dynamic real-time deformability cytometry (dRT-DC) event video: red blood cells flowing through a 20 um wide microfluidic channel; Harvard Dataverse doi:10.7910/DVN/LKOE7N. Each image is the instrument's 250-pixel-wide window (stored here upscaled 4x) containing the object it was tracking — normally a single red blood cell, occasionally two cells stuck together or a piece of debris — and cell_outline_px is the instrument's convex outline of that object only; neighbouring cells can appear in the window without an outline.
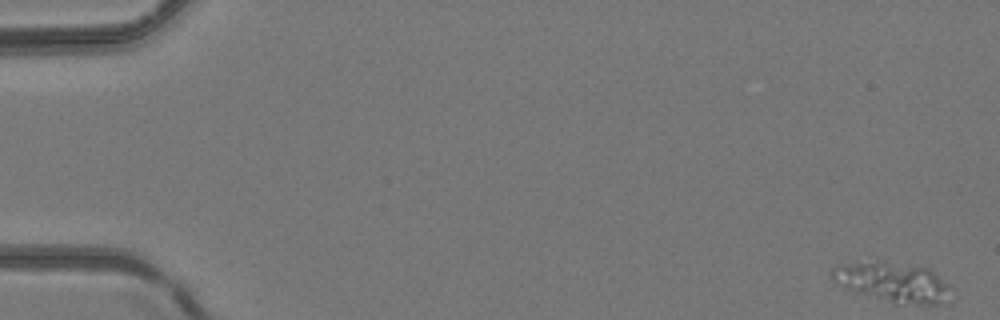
{"species": "common noctule bat (a hibernating species)", "species_latin": "Nyctalus noctula", "temperature_condition": "room temperature", "stored_images_in_passage": 49, "camera_frame_rate_fps": 3000, "um_per_image_px": 0.085, "animal": {"sex": "female", "body_mass_g": 24.6, "forearm_length_mm": 56.2}, "frame": {"image": 1, "passage_image": 1, "time_ms": 0.0, "image_size_px": [1000, 320], "cell_outline_px": [[948, 288], [940, 304], [896, 304], [844, 288], [836, 284], [832, 276], [832, 268], [836, 264], [888, 264], [932, 268], [948, 284]], "centroid_in_image_um": [75.86, 24.02], "position_along_channel_um": 9.1, "area_um2": 26.24}}
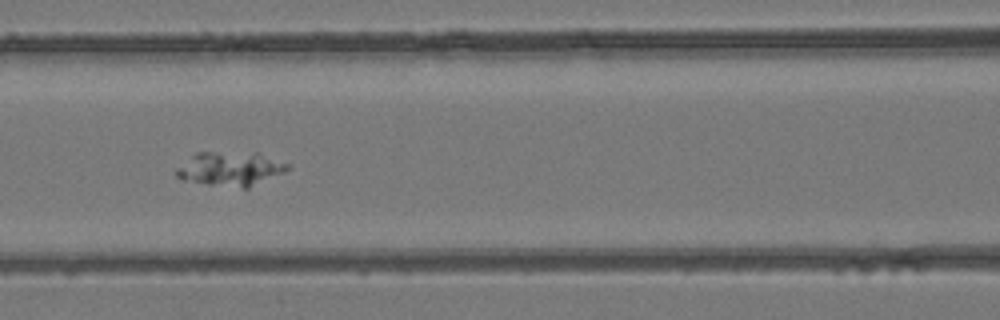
{"frame": {"image": 2, "passage_image": 22, "time_ms": 7.0, "image_size_px": [1000, 320], "cell_outline_px": [[292, 164], [284, 172], [248, 188], [244, 188], [208, 184], [180, 180], [176, 176], [176, 168], [196, 152], [256, 152]], "centroid_in_image_um": [19.58, 14.34], "position_along_channel_um": 147.0, "area_um2": 22.2}}
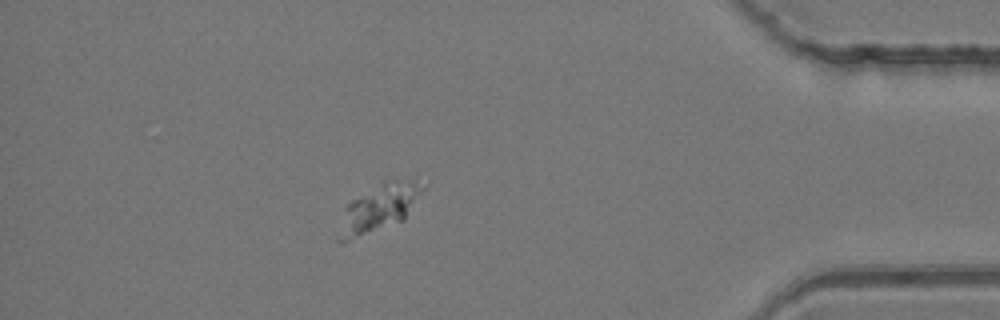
{"frame": {"image": 3, "passage_image": 43, "time_ms": 14.0, "image_size_px": [1000, 320], "cell_outline_px": [[428, 184], [404, 220], [344, 244], [340, 244], [336, 240], [344, 208], [352, 200], [384, 180], [396, 180]], "centroid_in_image_um": [32.16, 17.75], "position_along_channel_um": 403.0, "area_um2": 23.29}}